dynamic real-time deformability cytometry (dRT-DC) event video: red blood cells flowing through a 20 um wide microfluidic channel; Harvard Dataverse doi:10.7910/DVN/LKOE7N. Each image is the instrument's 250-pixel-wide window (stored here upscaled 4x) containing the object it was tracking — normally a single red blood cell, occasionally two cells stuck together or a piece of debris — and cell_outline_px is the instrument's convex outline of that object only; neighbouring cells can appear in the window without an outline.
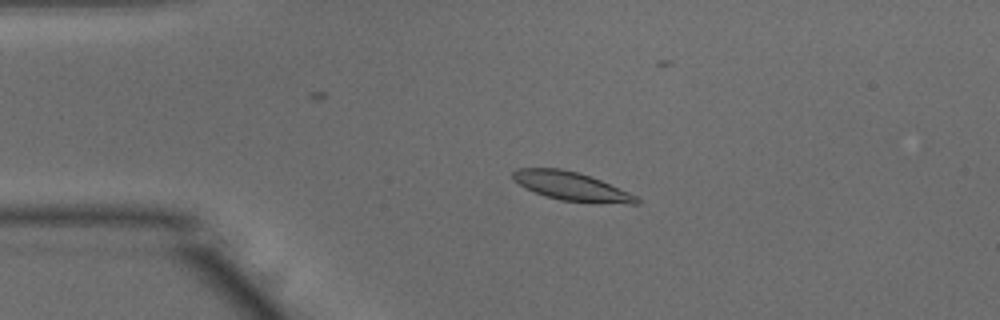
{"species": "common noctule bat (a hibernating species)", "species_latin": "Nyctalus noctula", "temperature_condition": "warm", "stored_images_in_passage": 53, "camera_frame_rate_fps": 3000, "um_per_image_px": 0.085, "animal": {"sex": "male", "body_mass_g": 15.6}, "frame": {"image": 1, "passage_image": 11, "time_ms": 3.333, "image_size_px": [1000, 320], "cell_outline_px": [[640, 204], [628, 204], [560, 200], [544, 196], [524, 188], [512, 180], [512, 172], [516, 168], [560, 168], [576, 172], [600, 180], [628, 192], [636, 196], [640, 200]], "centroid_in_image_um": [48.5, 15.83], "position_along_channel_um": 36.5, "area_um2": 20.46}}
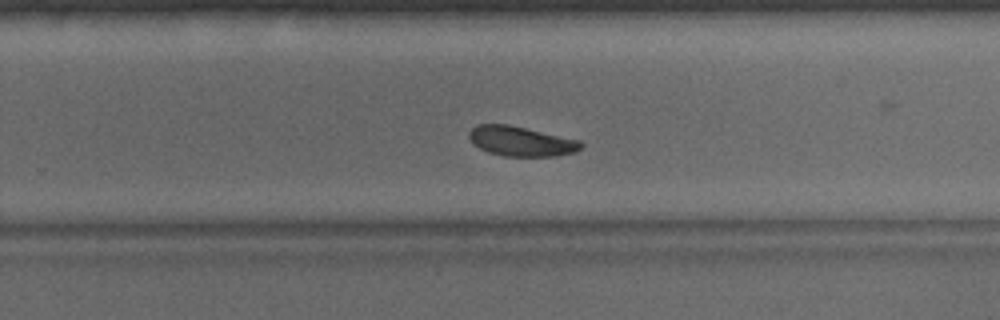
{"frame": {"image": 2, "passage_image": 33, "time_ms": 10.667, "image_size_px": [1000, 320], "cell_outline_px": [[584, 144], [576, 152], [556, 156], [504, 156], [488, 152], [472, 144], [468, 136], [468, 132], [476, 124], [508, 124], [580, 140]], "centroid_in_image_um": [44.27, 12.0], "position_along_channel_um": 285.5, "area_um2": 19.54}}
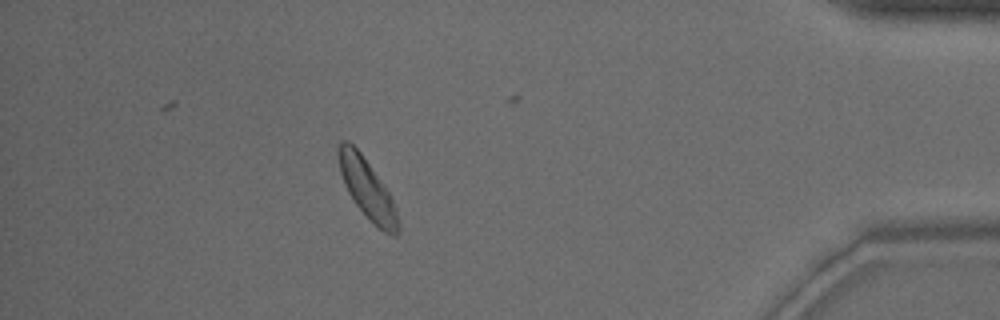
{"frame": {"image": 3, "passage_image": 46, "time_ms": 15.0, "image_size_px": [1000, 320], "cell_outline_px": [[400, 232], [396, 236], [392, 236], [384, 232], [356, 204], [348, 192], [344, 184], [340, 172], [336, 152], [340, 140], [348, 140], [360, 152], [380, 180], [388, 192], [396, 208], [400, 224]], "centroid_in_image_um": [31.2, 16.03], "position_along_channel_um": 404.0, "area_um2": 20.4}, "authors_computed_cell_mechanics": {"area_um2": 20.1722, "velocity_mm_per_s": 3.8491, "shape_relaxation_time_tau1_ms": 2.541, "shape_relaxation_time_tau2_ms": 2.1912, "deformation_change_tau1": 0.0951, "deformation_change_tau2": 0.0613}}